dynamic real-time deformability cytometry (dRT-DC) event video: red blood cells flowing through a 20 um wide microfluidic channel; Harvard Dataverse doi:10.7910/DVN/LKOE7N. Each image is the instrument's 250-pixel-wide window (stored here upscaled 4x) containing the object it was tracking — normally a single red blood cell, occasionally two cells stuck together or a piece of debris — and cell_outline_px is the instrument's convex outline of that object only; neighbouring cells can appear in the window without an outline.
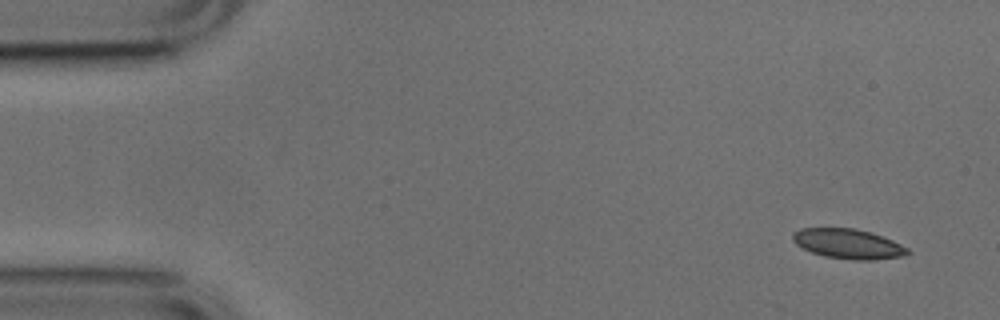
{"species": "common noctule bat (a hibernating species)", "species_latin": "Nyctalus noctula", "temperature_condition": "cold", "stored_images_in_passage": 3, "camera_frame_rate_fps": 3000, "um_per_image_px": 0.085, "animal": {"sex": "male", "body_mass_g": 17.9, "forearm_length_mm": 54.2}, "frame": {"image": 1, "passage_image": 1, "time_ms": 0.0, "image_size_px": [1000, 320], "cell_outline_px": [[912, 252], [904, 256], [872, 260], [852, 260], [824, 256], [812, 252], [796, 244], [792, 240], [792, 232], [800, 228], [856, 228], [872, 232], [884, 236], [908, 248]], "centroid_in_image_um": [72.11, 20.72], "position_along_channel_um": 12.9, "area_um2": 20.17}}